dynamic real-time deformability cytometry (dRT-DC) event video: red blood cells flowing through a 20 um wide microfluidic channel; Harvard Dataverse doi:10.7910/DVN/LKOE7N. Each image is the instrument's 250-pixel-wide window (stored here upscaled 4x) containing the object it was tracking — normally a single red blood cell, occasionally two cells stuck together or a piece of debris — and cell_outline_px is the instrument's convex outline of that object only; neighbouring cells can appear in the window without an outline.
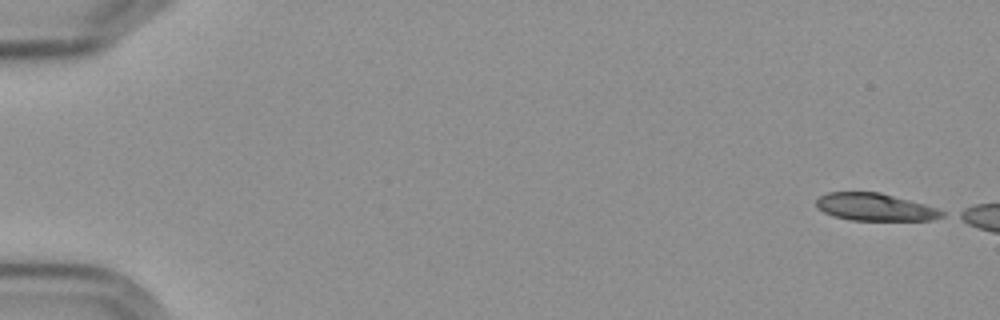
{"species": "Egyptian fruit bat (a non-hibernating species)", "species_latin": "Rousettus aegyptiacus", "temperature_condition": "cold", "stored_images_in_passage": 6, "camera_frame_rate_fps": 3000, "um_per_image_px": 0.085, "frame": {"image": 1, "passage_image": 1, "time_ms": 0.0, "image_size_px": [1000, 320], "cell_outline_px": [[944, 216], [932, 220], [852, 220], [836, 216], [824, 212], [816, 208], [816, 200], [820, 196], [828, 192], [880, 192], [924, 204], [936, 208], [944, 212]], "centroid_in_image_um": [74.36, 17.6], "position_along_channel_um": 10.6, "area_um2": 19.94}}